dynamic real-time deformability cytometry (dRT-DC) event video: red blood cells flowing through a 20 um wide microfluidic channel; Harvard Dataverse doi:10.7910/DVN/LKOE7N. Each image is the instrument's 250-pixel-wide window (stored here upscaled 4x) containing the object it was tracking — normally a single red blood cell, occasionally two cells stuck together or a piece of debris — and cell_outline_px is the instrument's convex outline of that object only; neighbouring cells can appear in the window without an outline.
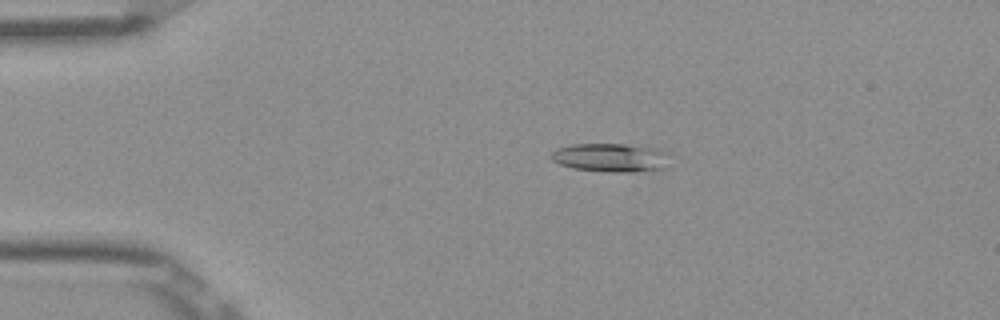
{"species": "Egyptian fruit bat (a non-hibernating species)", "species_latin": "Rousettus aegyptiacus", "temperature_condition": "room temperature", "stored_images_in_passage": 52, "camera_frame_rate_fps": 3000, "um_per_image_px": 0.085, "frame": {"image": 1, "passage_image": 11, "time_ms": 3.333, "image_size_px": [1000, 320], "cell_outline_px": [[664, 168], [628, 172], [608, 172], [572, 168], [560, 164], [552, 160], [552, 152], [556, 148], [572, 144], [624, 144], [656, 148], [664, 152]], "centroid_in_image_um": [51.8, 13.39], "position_along_channel_um": 33.2, "area_um2": 19.31}}
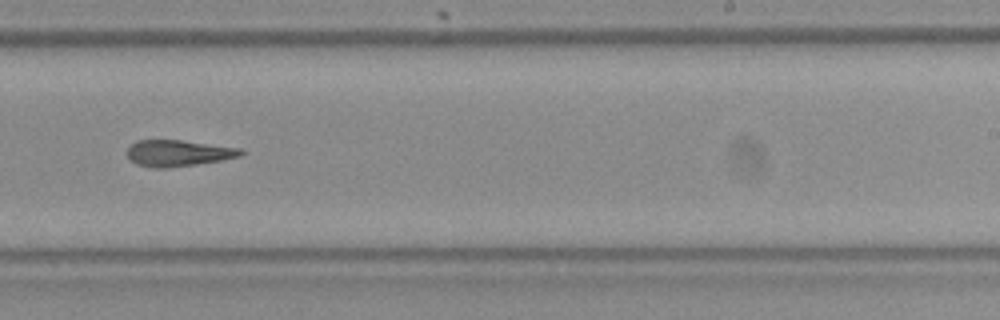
{"frame": {"image": 2, "passage_image": 33, "time_ms": 10.667, "image_size_px": [1000, 320], "cell_outline_px": [[244, 152], [240, 156], [224, 160], [196, 164], [164, 168], [152, 168], [136, 164], [128, 156], [128, 148], [136, 140], [180, 140], [240, 148]], "centroid_in_image_um": [15.15, 13.02], "position_along_channel_um": 273.8, "area_um2": 17.28}}
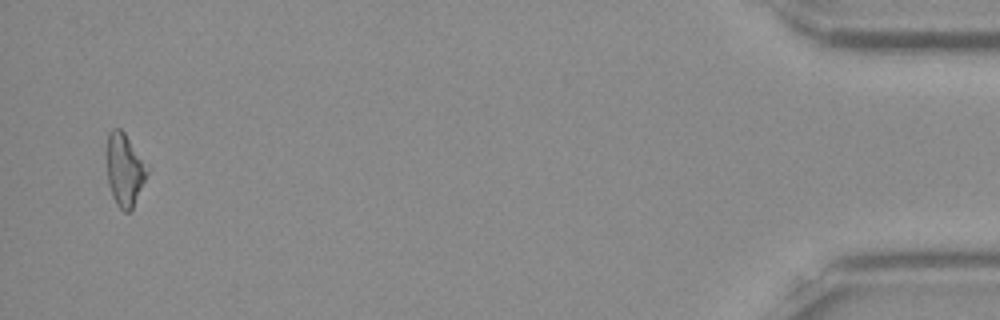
{"frame": {"image": 3, "passage_image": 51, "time_ms": 16.667, "image_size_px": [1000, 320], "cell_outline_px": [[148, 172], [132, 208], [128, 212], [124, 212], [116, 204], [112, 196], [108, 184], [108, 132], [112, 128], [120, 128], [124, 132], [148, 164]], "centroid_in_image_um": [10.6, 14.41], "position_along_channel_um": 424.6, "area_um2": 16.88}, "authors_computed_cell_mechanics": {"area_um2": 18.0336, "velocity_mm_per_s": 3.9097, "shape_relaxation_time_tau1_ms": null, "shape_relaxation_time_tau2_ms": 9.5966, "deformation_change_tau1": null, "deformation_change_tau2": 0.2631}}